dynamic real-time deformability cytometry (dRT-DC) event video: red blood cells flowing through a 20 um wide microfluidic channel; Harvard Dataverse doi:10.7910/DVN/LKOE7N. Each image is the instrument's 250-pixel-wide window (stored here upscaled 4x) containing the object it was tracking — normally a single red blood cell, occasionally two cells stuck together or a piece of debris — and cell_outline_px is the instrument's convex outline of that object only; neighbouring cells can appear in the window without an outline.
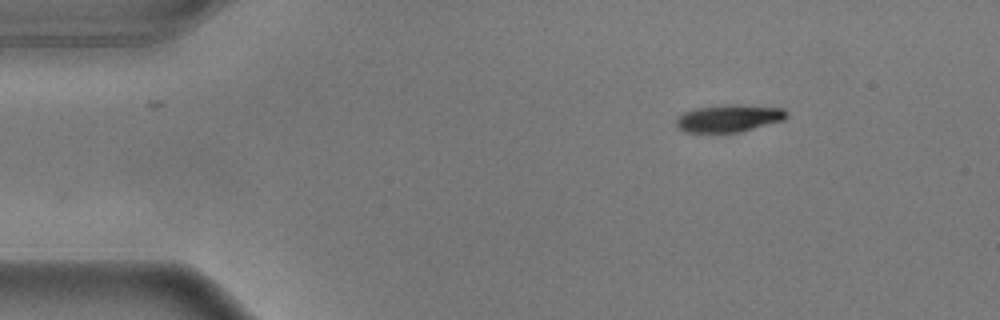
{"species": "common noctule bat (a hibernating species)", "species_latin": "Nyctalus noctula", "temperature_condition": "warm", "stored_images_in_passage": 43, "camera_frame_rate_fps": 3000, "um_per_image_px": 0.085, "animal": {"sex": "male", "body_mass_g": 17.9}, "frame": {"image": 1, "passage_image": 1, "time_ms": 0.0, "image_size_px": [1000, 320], "cell_outline_px": [[788, 116], [784, 120], [740, 132], [684, 132], [676, 124], [676, 120], [684, 112], [696, 108], [732, 104], [784, 108], [788, 112]], "centroid_in_image_um": [62.0, 10.05], "position_along_channel_um": 23.0, "area_um2": 17.46}}
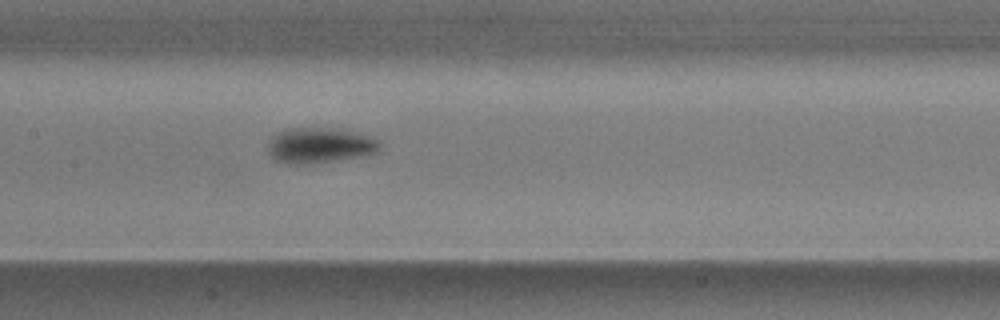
{"frame": {"image": 2, "passage_image": 20, "time_ms": 6.333, "image_size_px": [1000, 320], "cell_outline_px": [[380, 152], [360, 156], [312, 164], [284, 164], [276, 160], [268, 152], [268, 144], [272, 136], [288, 128], [348, 128], [380, 140]], "centroid_in_image_um": [27.22, 12.35], "position_along_channel_um": 180.2, "area_um2": 23.52}}
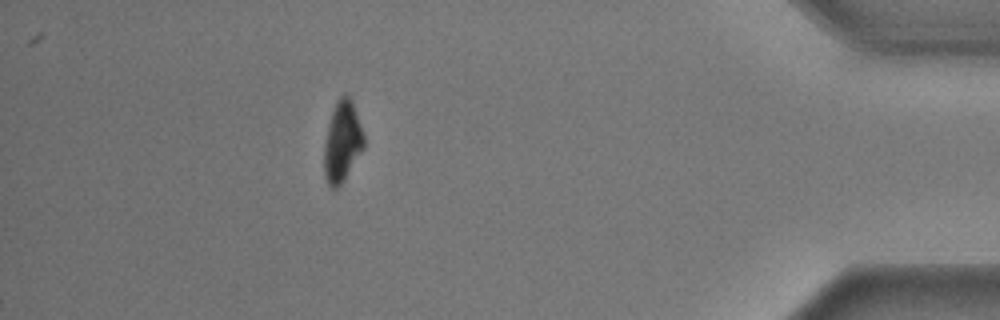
{"frame": {"image": 3, "passage_image": 43, "time_ms": 14.0, "image_size_px": [1000, 320], "cell_outline_px": [[364, 148], [340, 184], [336, 188], [332, 188], [328, 184], [324, 176], [324, 144], [328, 124], [336, 100], [340, 96], [348, 96], [352, 100], [364, 136]], "centroid_in_image_um": [29.08, 12.03], "position_along_channel_um": 406.1, "area_um2": 18.38}, "authors_computed_cell_mechanics": {"area_um2": 20.3456, "velocity_mm_per_s": 3.6144, "shape_relaxation_time_tau1_ms": 2.0056, "shape_relaxation_time_tau2_ms": null, "deformation_change_tau1": 0.1723, "deformation_change_tau2": null}}